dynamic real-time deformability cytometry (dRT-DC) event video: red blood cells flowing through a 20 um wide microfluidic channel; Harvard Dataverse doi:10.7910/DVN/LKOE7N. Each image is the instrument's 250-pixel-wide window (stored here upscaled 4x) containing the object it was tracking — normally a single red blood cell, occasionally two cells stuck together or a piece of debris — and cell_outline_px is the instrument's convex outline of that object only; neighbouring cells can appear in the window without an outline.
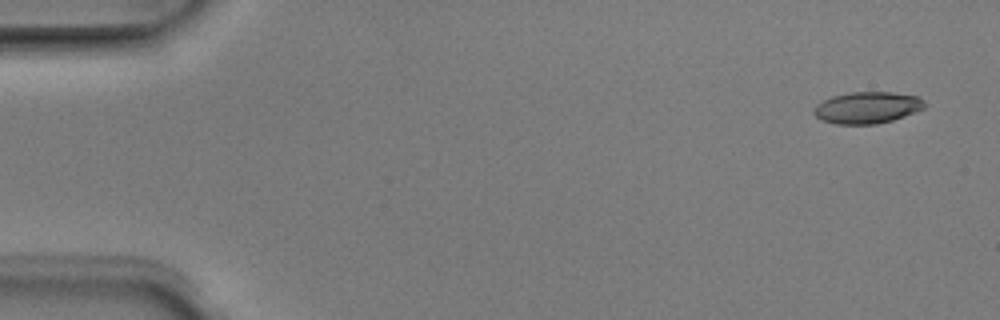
{"species": "Egyptian fruit bat (a non-hibernating species)", "species_latin": "Rousettus aegyptiacus", "temperature_condition": "room temperature", "stored_images_in_passage": 4, "camera_frame_rate_fps": 3000, "um_per_image_px": 0.085, "animal": {"sex": "male"}, "frame": {"image": 1, "passage_image": 1, "time_ms": 0.0, "image_size_px": [1000, 320], "cell_outline_px": [[924, 108], [904, 116], [892, 120], [876, 124], [836, 124], [824, 120], [816, 116], [812, 112], [816, 104], [832, 96], [848, 92], [892, 92], [916, 96], [924, 100]], "centroid_in_image_um": [73.69, 9.14], "position_along_channel_um": 11.3, "area_um2": 20.29}}
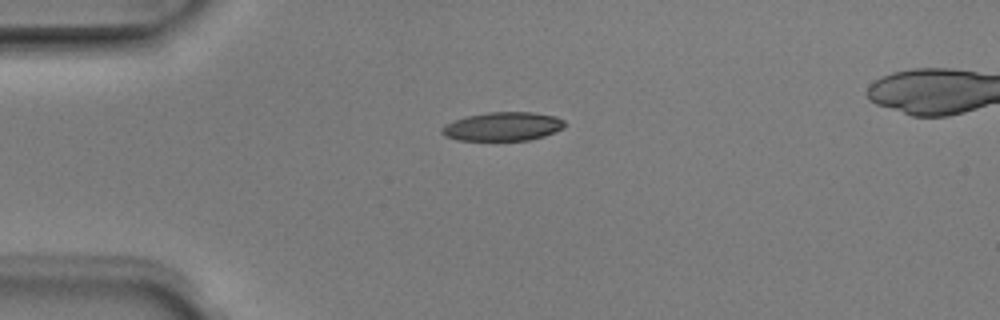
{"frame": {"image": 2, "passage_image": 3, "time_ms": 0.667, "image_size_px": [1000, 320], "cell_outline_px": [[564, 128], [544, 136], [528, 140], [460, 140], [444, 136], [440, 132], [440, 128], [456, 120], [468, 116], [488, 112], [532, 112], [556, 116], [564, 120]], "centroid_in_image_um": [42.76, 10.75], "position_along_channel_um": 42.2, "area_um2": 20.4}}